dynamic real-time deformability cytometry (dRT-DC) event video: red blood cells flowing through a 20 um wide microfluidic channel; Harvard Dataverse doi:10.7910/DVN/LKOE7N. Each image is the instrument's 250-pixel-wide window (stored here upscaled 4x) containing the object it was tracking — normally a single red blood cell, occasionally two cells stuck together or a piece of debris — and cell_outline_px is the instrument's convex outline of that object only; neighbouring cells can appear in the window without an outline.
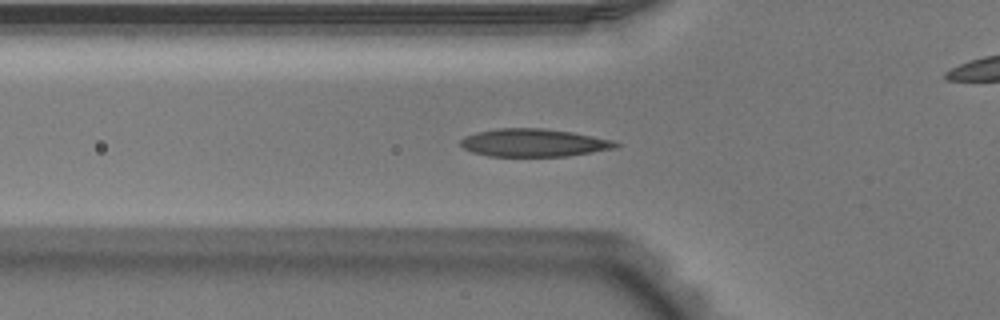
{"species": "Egyptian fruit bat (a non-hibernating species)", "species_latin": "Rousettus aegyptiacus", "temperature_condition": "warm", "stored_images_in_passage": 52, "camera_frame_rate_fps": 3000, "um_per_image_px": 0.085, "animal": {"sex": "male"}, "frame": {"image": 1, "passage_image": 18, "time_ms": 5.667, "image_size_px": [1000, 320], "cell_outline_px": [[620, 144], [616, 148], [568, 156], [488, 156], [472, 152], [464, 148], [460, 144], [460, 140], [464, 136], [476, 132], [500, 128], [544, 128], [572, 132], [612, 140]], "centroid_in_image_um": [45.35, 12.13], "position_along_channel_um": 80.5, "area_um2": 25.14}}
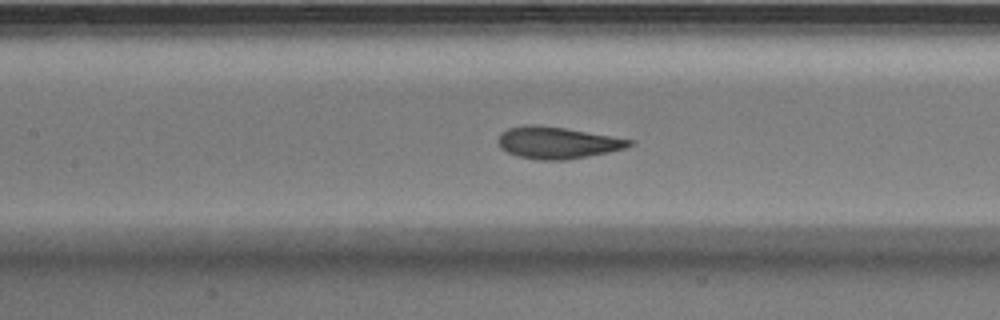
{"frame": {"image": 2, "passage_image": 24, "time_ms": 7.667, "image_size_px": [1000, 320], "cell_outline_px": [[636, 144], [624, 148], [608, 152], [564, 160], [540, 160], [520, 156], [508, 152], [500, 148], [500, 132], [508, 128], [528, 124], [532, 124], [564, 128], [636, 140]], "centroid_in_image_um": [47.41, 12.12], "position_along_channel_um": 160.0, "area_um2": 24.04}}
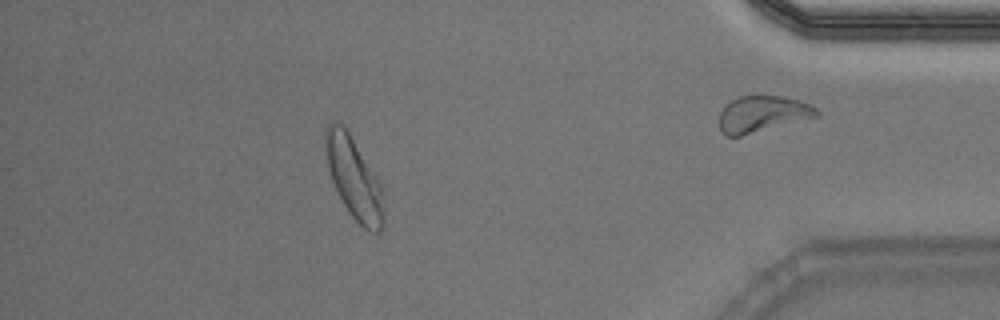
{"frame": {"image": 3, "passage_image": 46, "time_ms": 15.0, "image_size_px": [1000, 320], "cell_outline_px": [[384, 224], [380, 232], [376, 232], [364, 228], [348, 212], [332, 180], [328, 168], [324, 148], [324, 132], [328, 124], [332, 120], [336, 120], [344, 124], [376, 176], [380, 184], [384, 212]], "centroid_in_image_um": [30.05, 15.08], "position_along_channel_um": 405.1, "area_um2": 27.57}, "authors_computed_cell_mechanics": {"area_um2": 24.3627, "velocity_mm_per_s": 3.9171, "shape_relaxation_time_tau1_ms": 2.7246, "shape_relaxation_time_tau2_ms": 1.0109, "deformation_change_tau1": 0.1477, "deformation_change_tau2": 0.0557}}